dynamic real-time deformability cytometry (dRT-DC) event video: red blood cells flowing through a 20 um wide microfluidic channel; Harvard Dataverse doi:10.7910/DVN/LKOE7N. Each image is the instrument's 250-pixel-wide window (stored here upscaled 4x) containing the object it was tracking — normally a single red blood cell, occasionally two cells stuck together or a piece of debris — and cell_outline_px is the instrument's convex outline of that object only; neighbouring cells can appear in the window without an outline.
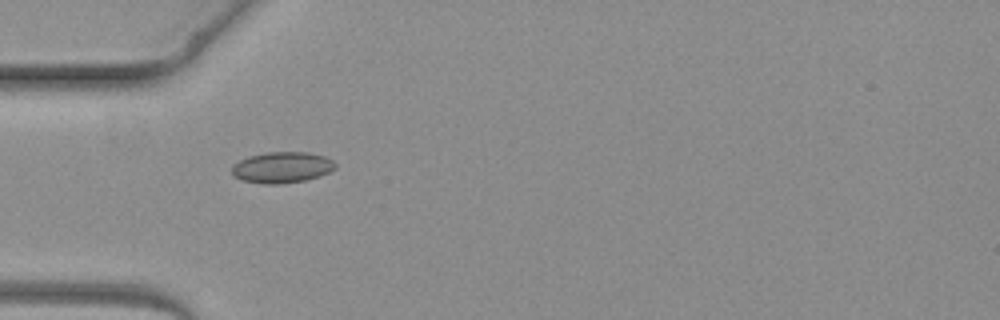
{"species": "common noctule bat (a hibernating species)", "species_latin": "Nyctalus noctula", "temperature_condition": "warm", "stored_images_in_passage": 2, "camera_frame_rate_fps": 3000, "um_per_image_px": 0.085, "animal": {"sex": "female", "body_mass_g": 19.3, "forearm_length_mm": 54.1}, "frame": {"image": 1, "passage_image": 1, "time_ms": 0.0, "image_size_px": [1000, 320], "cell_outline_px": [[336, 168], [328, 172], [304, 180], [276, 184], [264, 184], [244, 180], [236, 176], [232, 172], [232, 168], [240, 160], [248, 156], [268, 152], [308, 152], [324, 156], [332, 160], [336, 164]], "centroid_in_image_um": [23.99, 14.21], "position_along_channel_um": 61.0, "area_um2": 18.32}}
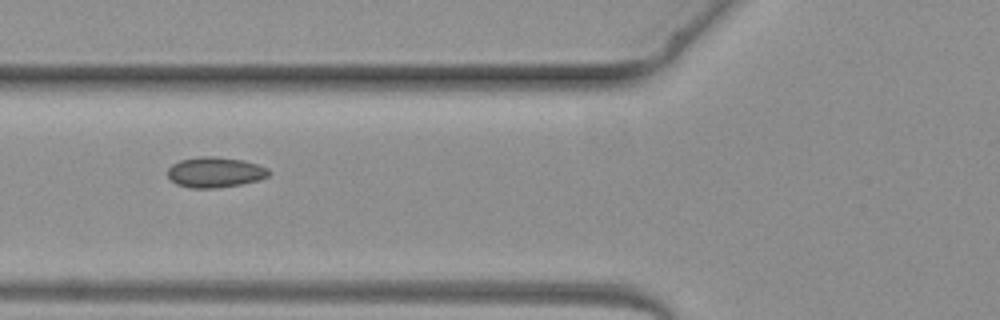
{"frame": {"image": 2, "passage_image": 2, "time_ms": 1.0, "image_size_px": [1000, 320], "cell_outline_px": [[272, 172], [268, 176], [260, 180], [240, 184], [216, 188], [192, 188], [176, 184], [168, 176], [168, 168], [172, 164], [180, 160], [200, 156], [216, 156], [244, 160], [268, 168]], "centroid_in_image_um": [18.3, 14.63], "position_along_channel_um": 107.5, "area_um2": 18.03}}